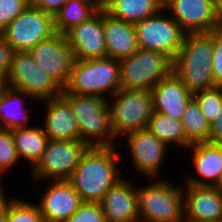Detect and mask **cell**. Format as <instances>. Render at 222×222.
I'll return each mask as SVG.
<instances>
[{
  "label": "cell",
  "instance_id": "f546056e",
  "mask_svg": "<svg viewBox=\"0 0 222 222\" xmlns=\"http://www.w3.org/2000/svg\"><path fill=\"white\" fill-rule=\"evenodd\" d=\"M206 120L211 123L222 108V86L193 93Z\"/></svg>",
  "mask_w": 222,
  "mask_h": 222
},
{
  "label": "cell",
  "instance_id": "8992f818",
  "mask_svg": "<svg viewBox=\"0 0 222 222\" xmlns=\"http://www.w3.org/2000/svg\"><path fill=\"white\" fill-rule=\"evenodd\" d=\"M111 126L118 142L125 134L147 127L153 113L152 94L144 89L120 88L108 99Z\"/></svg>",
  "mask_w": 222,
  "mask_h": 222
},
{
  "label": "cell",
  "instance_id": "cb8c5ba5",
  "mask_svg": "<svg viewBox=\"0 0 222 222\" xmlns=\"http://www.w3.org/2000/svg\"><path fill=\"white\" fill-rule=\"evenodd\" d=\"M13 141L19 159L29 162L32 170L41 159L48 137L41 125L12 129Z\"/></svg>",
  "mask_w": 222,
  "mask_h": 222
},
{
  "label": "cell",
  "instance_id": "30bf717a",
  "mask_svg": "<svg viewBox=\"0 0 222 222\" xmlns=\"http://www.w3.org/2000/svg\"><path fill=\"white\" fill-rule=\"evenodd\" d=\"M134 26L141 49L160 52L175 59L186 33L164 8Z\"/></svg>",
  "mask_w": 222,
  "mask_h": 222
},
{
  "label": "cell",
  "instance_id": "e0dca14e",
  "mask_svg": "<svg viewBox=\"0 0 222 222\" xmlns=\"http://www.w3.org/2000/svg\"><path fill=\"white\" fill-rule=\"evenodd\" d=\"M185 222H216L222 217V192L215 186L184 183Z\"/></svg>",
  "mask_w": 222,
  "mask_h": 222
},
{
  "label": "cell",
  "instance_id": "836d02e7",
  "mask_svg": "<svg viewBox=\"0 0 222 222\" xmlns=\"http://www.w3.org/2000/svg\"><path fill=\"white\" fill-rule=\"evenodd\" d=\"M213 78L217 86H222V31H213Z\"/></svg>",
  "mask_w": 222,
  "mask_h": 222
},
{
  "label": "cell",
  "instance_id": "52a82bcc",
  "mask_svg": "<svg viewBox=\"0 0 222 222\" xmlns=\"http://www.w3.org/2000/svg\"><path fill=\"white\" fill-rule=\"evenodd\" d=\"M173 72V60L167 55L139 49L120 60V86L123 89H151Z\"/></svg>",
  "mask_w": 222,
  "mask_h": 222
},
{
  "label": "cell",
  "instance_id": "d6a6232c",
  "mask_svg": "<svg viewBox=\"0 0 222 222\" xmlns=\"http://www.w3.org/2000/svg\"><path fill=\"white\" fill-rule=\"evenodd\" d=\"M29 6V0H0V33Z\"/></svg>",
  "mask_w": 222,
  "mask_h": 222
},
{
  "label": "cell",
  "instance_id": "2e32d148",
  "mask_svg": "<svg viewBox=\"0 0 222 222\" xmlns=\"http://www.w3.org/2000/svg\"><path fill=\"white\" fill-rule=\"evenodd\" d=\"M48 183L36 204L45 222H66L83 202L67 180Z\"/></svg>",
  "mask_w": 222,
  "mask_h": 222
},
{
  "label": "cell",
  "instance_id": "6da1fadb",
  "mask_svg": "<svg viewBox=\"0 0 222 222\" xmlns=\"http://www.w3.org/2000/svg\"><path fill=\"white\" fill-rule=\"evenodd\" d=\"M115 146L88 147L67 180L82 202H100L105 193L123 176L118 167L120 153Z\"/></svg>",
  "mask_w": 222,
  "mask_h": 222
},
{
  "label": "cell",
  "instance_id": "ac0fdd59",
  "mask_svg": "<svg viewBox=\"0 0 222 222\" xmlns=\"http://www.w3.org/2000/svg\"><path fill=\"white\" fill-rule=\"evenodd\" d=\"M187 150L188 154L191 153L195 171L194 175L191 173L189 176L187 173L184 182L195 186H214L222 172V143H195Z\"/></svg>",
  "mask_w": 222,
  "mask_h": 222
},
{
  "label": "cell",
  "instance_id": "44dd1931",
  "mask_svg": "<svg viewBox=\"0 0 222 222\" xmlns=\"http://www.w3.org/2000/svg\"><path fill=\"white\" fill-rule=\"evenodd\" d=\"M122 177L103 196L100 204L106 222H139L134 183Z\"/></svg>",
  "mask_w": 222,
  "mask_h": 222
},
{
  "label": "cell",
  "instance_id": "ab89813d",
  "mask_svg": "<svg viewBox=\"0 0 222 222\" xmlns=\"http://www.w3.org/2000/svg\"><path fill=\"white\" fill-rule=\"evenodd\" d=\"M220 192H222V172L218 179V182L214 185Z\"/></svg>",
  "mask_w": 222,
  "mask_h": 222
},
{
  "label": "cell",
  "instance_id": "1f68e13d",
  "mask_svg": "<svg viewBox=\"0 0 222 222\" xmlns=\"http://www.w3.org/2000/svg\"><path fill=\"white\" fill-rule=\"evenodd\" d=\"M66 222H106L100 202H83Z\"/></svg>",
  "mask_w": 222,
  "mask_h": 222
},
{
  "label": "cell",
  "instance_id": "60d3db41",
  "mask_svg": "<svg viewBox=\"0 0 222 222\" xmlns=\"http://www.w3.org/2000/svg\"><path fill=\"white\" fill-rule=\"evenodd\" d=\"M101 7L106 3L107 0H94Z\"/></svg>",
  "mask_w": 222,
  "mask_h": 222
},
{
  "label": "cell",
  "instance_id": "3957f363",
  "mask_svg": "<svg viewBox=\"0 0 222 222\" xmlns=\"http://www.w3.org/2000/svg\"><path fill=\"white\" fill-rule=\"evenodd\" d=\"M134 195L139 222H185L183 184L154 179L134 187Z\"/></svg>",
  "mask_w": 222,
  "mask_h": 222
},
{
  "label": "cell",
  "instance_id": "5b68a950",
  "mask_svg": "<svg viewBox=\"0 0 222 222\" xmlns=\"http://www.w3.org/2000/svg\"><path fill=\"white\" fill-rule=\"evenodd\" d=\"M120 88L119 60L110 57L76 59L62 93L96 95L108 100Z\"/></svg>",
  "mask_w": 222,
  "mask_h": 222
},
{
  "label": "cell",
  "instance_id": "7c38bea8",
  "mask_svg": "<svg viewBox=\"0 0 222 222\" xmlns=\"http://www.w3.org/2000/svg\"><path fill=\"white\" fill-rule=\"evenodd\" d=\"M125 146L130 153L133 169L148 180L164 179L160 176L165 157L168 154L167 146L154 136L147 128L125 134Z\"/></svg>",
  "mask_w": 222,
  "mask_h": 222
},
{
  "label": "cell",
  "instance_id": "d4e9b609",
  "mask_svg": "<svg viewBox=\"0 0 222 222\" xmlns=\"http://www.w3.org/2000/svg\"><path fill=\"white\" fill-rule=\"evenodd\" d=\"M164 0H107L102 8L112 17L135 24L158 13Z\"/></svg>",
  "mask_w": 222,
  "mask_h": 222
},
{
  "label": "cell",
  "instance_id": "484cf974",
  "mask_svg": "<svg viewBox=\"0 0 222 222\" xmlns=\"http://www.w3.org/2000/svg\"><path fill=\"white\" fill-rule=\"evenodd\" d=\"M100 8L94 0H68L53 15L55 32L65 35L70 29L88 20Z\"/></svg>",
  "mask_w": 222,
  "mask_h": 222
},
{
  "label": "cell",
  "instance_id": "5bb4252c",
  "mask_svg": "<svg viewBox=\"0 0 222 222\" xmlns=\"http://www.w3.org/2000/svg\"><path fill=\"white\" fill-rule=\"evenodd\" d=\"M216 0H164L163 8L185 33L217 30Z\"/></svg>",
  "mask_w": 222,
  "mask_h": 222
},
{
  "label": "cell",
  "instance_id": "7a4b0ae2",
  "mask_svg": "<svg viewBox=\"0 0 222 222\" xmlns=\"http://www.w3.org/2000/svg\"><path fill=\"white\" fill-rule=\"evenodd\" d=\"M213 54V31L185 34L173 60V72L191 93L217 86L213 78Z\"/></svg>",
  "mask_w": 222,
  "mask_h": 222
},
{
  "label": "cell",
  "instance_id": "b9f144b4",
  "mask_svg": "<svg viewBox=\"0 0 222 222\" xmlns=\"http://www.w3.org/2000/svg\"><path fill=\"white\" fill-rule=\"evenodd\" d=\"M216 222H222V217L218 221H216Z\"/></svg>",
  "mask_w": 222,
  "mask_h": 222
},
{
  "label": "cell",
  "instance_id": "ba28073f",
  "mask_svg": "<svg viewBox=\"0 0 222 222\" xmlns=\"http://www.w3.org/2000/svg\"><path fill=\"white\" fill-rule=\"evenodd\" d=\"M87 148L88 146L81 140H48L41 159L30 170L31 181L43 183V181L68 180Z\"/></svg>",
  "mask_w": 222,
  "mask_h": 222
},
{
  "label": "cell",
  "instance_id": "d590c367",
  "mask_svg": "<svg viewBox=\"0 0 222 222\" xmlns=\"http://www.w3.org/2000/svg\"><path fill=\"white\" fill-rule=\"evenodd\" d=\"M68 0H29V5L54 15Z\"/></svg>",
  "mask_w": 222,
  "mask_h": 222
},
{
  "label": "cell",
  "instance_id": "4fadbf2b",
  "mask_svg": "<svg viewBox=\"0 0 222 222\" xmlns=\"http://www.w3.org/2000/svg\"><path fill=\"white\" fill-rule=\"evenodd\" d=\"M28 52L62 89L66 86L76 59L64 34L55 32Z\"/></svg>",
  "mask_w": 222,
  "mask_h": 222
},
{
  "label": "cell",
  "instance_id": "f35d334b",
  "mask_svg": "<svg viewBox=\"0 0 222 222\" xmlns=\"http://www.w3.org/2000/svg\"><path fill=\"white\" fill-rule=\"evenodd\" d=\"M215 10L217 30L222 31V0H216Z\"/></svg>",
  "mask_w": 222,
  "mask_h": 222
},
{
  "label": "cell",
  "instance_id": "d6986e66",
  "mask_svg": "<svg viewBox=\"0 0 222 222\" xmlns=\"http://www.w3.org/2000/svg\"><path fill=\"white\" fill-rule=\"evenodd\" d=\"M40 102L46 104L42 129L48 140H80L75 115L70 103L62 95Z\"/></svg>",
  "mask_w": 222,
  "mask_h": 222
},
{
  "label": "cell",
  "instance_id": "603a6c76",
  "mask_svg": "<svg viewBox=\"0 0 222 222\" xmlns=\"http://www.w3.org/2000/svg\"><path fill=\"white\" fill-rule=\"evenodd\" d=\"M33 99L23 91L2 85L0 94V128L12 130L15 128L31 127L30 112L26 108V100ZM30 115H29V114Z\"/></svg>",
  "mask_w": 222,
  "mask_h": 222
},
{
  "label": "cell",
  "instance_id": "8d00e7d4",
  "mask_svg": "<svg viewBox=\"0 0 222 222\" xmlns=\"http://www.w3.org/2000/svg\"><path fill=\"white\" fill-rule=\"evenodd\" d=\"M210 143H222V108L217 117L210 123Z\"/></svg>",
  "mask_w": 222,
  "mask_h": 222
},
{
  "label": "cell",
  "instance_id": "4316f807",
  "mask_svg": "<svg viewBox=\"0 0 222 222\" xmlns=\"http://www.w3.org/2000/svg\"><path fill=\"white\" fill-rule=\"evenodd\" d=\"M146 128L170 149L173 146H179V148L187 150L191 145L186 138L181 120L172 119L167 114L153 111Z\"/></svg>",
  "mask_w": 222,
  "mask_h": 222
},
{
  "label": "cell",
  "instance_id": "7402d4cb",
  "mask_svg": "<svg viewBox=\"0 0 222 222\" xmlns=\"http://www.w3.org/2000/svg\"><path fill=\"white\" fill-rule=\"evenodd\" d=\"M103 29L107 57L120 61L140 49L134 24L112 17L104 9Z\"/></svg>",
  "mask_w": 222,
  "mask_h": 222
},
{
  "label": "cell",
  "instance_id": "9a60e30c",
  "mask_svg": "<svg viewBox=\"0 0 222 222\" xmlns=\"http://www.w3.org/2000/svg\"><path fill=\"white\" fill-rule=\"evenodd\" d=\"M65 36L75 59L89 60L107 57L103 8L101 7L88 20L70 29Z\"/></svg>",
  "mask_w": 222,
  "mask_h": 222
},
{
  "label": "cell",
  "instance_id": "4dcf8cb0",
  "mask_svg": "<svg viewBox=\"0 0 222 222\" xmlns=\"http://www.w3.org/2000/svg\"><path fill=\"white\" fill-rule=\"evenodd\" d=\"M19 156L13 141V134L11 130L0 128V187L4 188L2 181L3 174L13 169L18 165Z\"/></svg>",
  "mask_w": 222,
  "mask_h": 222
},
{
  "label": "cell",
  "instance_id": "277c9868",
  "mask_svg": "<svg viewBox=\"0 0 222 222\" xmlns=\"http://www.w3.org/2000/svg\"><path fill=\"white\" fill-rule=\"evenodd\" d=\"M69 103L79 128V138L88 147L115 146L108 100L96 95L61 94Z\"/></svg>",
  "mask_w": 222,
  "mask_h": 222
},
{
  "label": "cell",
  "instance_id": "8fae6325",
  "mask_svg": "<svg viewBox=\"0 0 222 222\" xmlns=\"http://www.w3.org/2000/svg\"><path fill=\"white\" fill-rule=\"evenodd\" d=\"M55 33L53 15L29 6L0 33L15 52H25Z\"/></svg>",
  "mask_w": 222,
  "mask_h": 222
},
{
  "label": "cell",
  "instance_id": "9c48e42d",
  "mask_svg": "<svg viewBox=\"0 0 222 222\" xmlns=\"http://www.w3.org/2000/svg\"><path fill=\"white\" fill-rule=\"evenodd\" d=\"M5 85L29 94L38 102L60 96L63 92L28 51L15 52Z\"/></svg>",
  "mask_w": 222,
  "mask_h": 222
},
{
  "label": "cell",
  "instance_id": "83f0119b",
  "mask_svg": "<svg viewBox=\"0 0 222 222\" xmlns=\"http://www.w3.org/2000/svg\"><path fill=\"white\" fill-rule=\"evenodd\" d=\"M181 122L191 144L209 142L210 123L194 98L187 104Z\"/></svg>",
  "mask_w": 222,
  "mask_h": 222
},
{
  "label": "cell",
  "instance_id": "74e56055",
  "mask_svg": "<svg viewBox=\"0 0 222 222\" xmlns=\"http://www.w3.org/2000/svg\"><path fill=\"white\" fill-rule=\"evenodd\" d=\"M4 190L0 191V222H7V194Z\"/></svg>",
  "mask_w": 222,
  "mask_h": 222
},
{
  "label": "cell",
  "instance_id": "f1b7e54d",
  "mask_svg": "<svg viewBox=\"0 0 222 222\" xmlns=\"http://www.w3.org/2000/svg\"><path fill=\"white\" fill-rule=\"evenodd\" d=\"M11 197H7V222H45L36 203Z\"/></svg>",
  "mask_w": 222,
  "mask_h": 222
},
{
  "label": "cell",
  "instance_id": "e575fe53",
  "mask_svg": "<svg viewBox=\"0 0 222 222\" xmlns=\"http://www.w3.org/2000/svg\"><path fill=\"white\" fill-rule=\"evenodd\" d=\"M14 54L12 47L0 36V85L7 81Z\"/></svg>",
  "mask_w": 222,
  "mask_h": 222
},
{
  "label": "cell",
  "instance_id": "ffe728a7",
  "mask_svg": "<svg viewBox=\"0 0 222 222\" xmlns=\"http://www.w3.org/2000/svg\"><path fill=\"white\" fill-rule=\"evenodd\" d=\"M150 92L153 111L177 120H182L187 104L193 98V93L174 72L156 84Z\"/></svg>",
  "mask_w": 222,
  "mask_h": 222
}]
</instances>
